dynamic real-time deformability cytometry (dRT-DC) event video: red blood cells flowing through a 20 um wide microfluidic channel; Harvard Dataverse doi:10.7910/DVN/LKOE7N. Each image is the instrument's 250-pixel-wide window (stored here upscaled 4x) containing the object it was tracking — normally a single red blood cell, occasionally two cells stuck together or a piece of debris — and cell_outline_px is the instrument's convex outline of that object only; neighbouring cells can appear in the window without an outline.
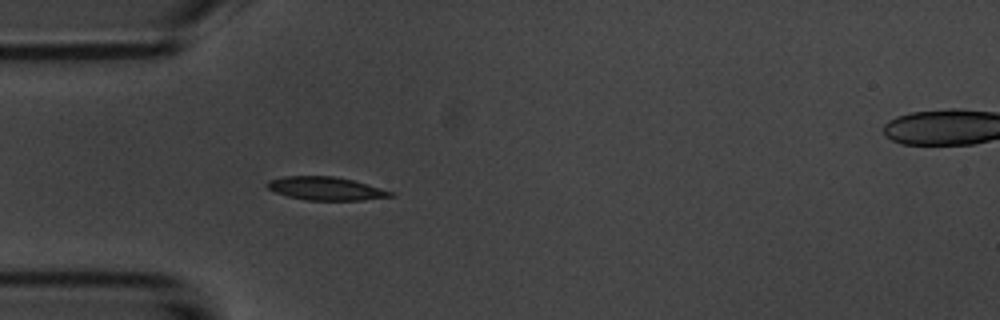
{"species": "common noctule bat (a hibernating species)", "species_latin": "Nyctalus noctula", "temperature_condition": "room temperature", "stored_images_in_passage": 49, "camera_frame_rate_fps": 3000, "um_per_image_px": 0.085, "animal": {"sex": "male", "body_mass_g": 20.1, "forearm_length_mm": 53.5}, "frame": {"image": 1, "passage_image": 11, "time_ms": 3.333, "image_size_px": [1000, 320], "cell_outline_px": [[396, 196], [364, 200], [308, 200], [288, 196], [276, 192], [268, 188], [264, 184], [268, 180], [284, 176], [332, 176], [352, 180], [392, 192]], "centroid_in_image_um": [27.65, 16.02], "position_along_channel_um": 57.3, "area_um2": 16.53}}
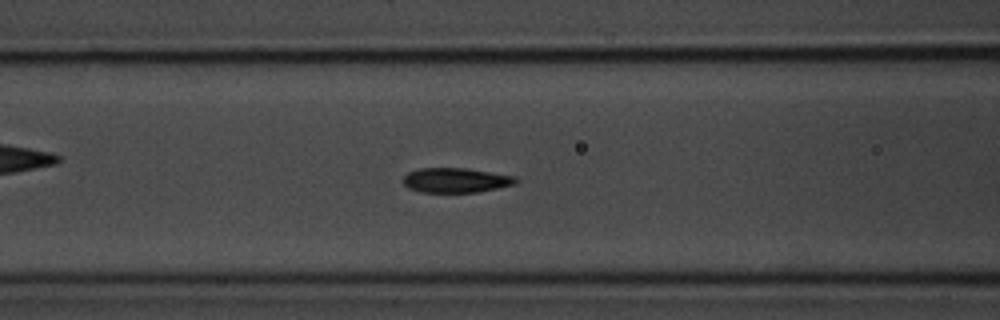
{"frame": {"image": 2, "passage_image": 17, "time_ms": 5.333, "image_size_px": [1000, 320], "cell_outline_px": [[520, 180], [516, 184], [476, 192], [420, 192], [408, 188], [404, 184], [404, 176], [408, 172], [420, 168], [464, 168], [516, 176]], "centroid_in_image_um": [38.76, 15.32], "position_along_channel_um": 127.8, "area_um2": 16.18}}
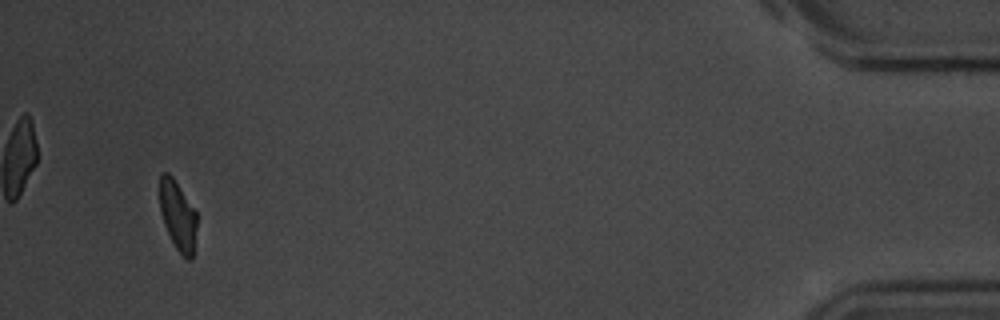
{"frame": {"image": 3, "passage_image": 47, "time_ms": 15.333, "image_size_px": [1000, 320], "cell_outline_px": [[196, 228], [192, 256], [188, 260], [176, 248], [164, 224], [160, 212], [160, 176], [164, 172], [168, 172], [172, 176], [196, 212]], "centroid_in_image_um": [15.09, 18.29], "position_along_channel_um": 420.1, "area_um2": 14.57}, "authors_computed_cell_mechanics": {"area_um2": 16.5308, "velocity_mm_per_s": 3.6937, "shape_relaxation_time_tau1_ms": 3.4652, "shape_relaxation_time_tau2_ms": 2.0293, "deformation_change_tau1": 0.1499, "deformation_change_tau2": 0.0758}}